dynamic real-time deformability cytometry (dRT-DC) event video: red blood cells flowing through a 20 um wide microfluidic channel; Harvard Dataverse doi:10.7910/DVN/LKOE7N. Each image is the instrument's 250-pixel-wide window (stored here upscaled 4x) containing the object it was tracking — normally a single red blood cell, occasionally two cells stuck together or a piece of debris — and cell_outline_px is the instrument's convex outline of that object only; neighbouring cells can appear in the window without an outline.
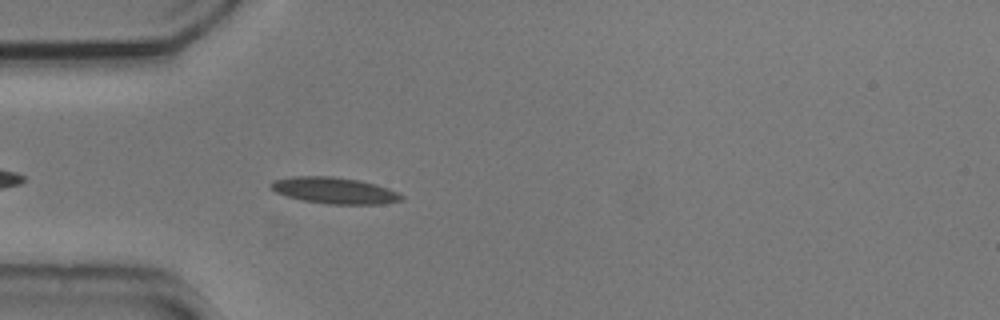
{"species": "common noctule bat (a hibernating species)", "species_latin": "Nyctalus noctula", "temperature_condition": "cold", "stored_images_in_passage": 43, "camera_frame_rate_fps": 3000, "um_per_image_px": 0.085, "animal": {"sex": "male", "body_mass_g": 20.5, "forearm_length_mm": 52.5}, "frame": {"image": 1, "passage_image": 4, "time_ms": 1.0, "image_size_px": [1000, 320], "cell_outline_px": [[404, 200], [380, 204], [328, 204], [300, 200], [276, 192], [268, 184], [272, 180], [292, 176], [332, 176], [360, 180], [376, 184], [388, 188], [404, 196]], "centroid_in_image_um": [28.42, 16.19], "position_along_channel_um": 56.6, "area_um2": 20.17}}
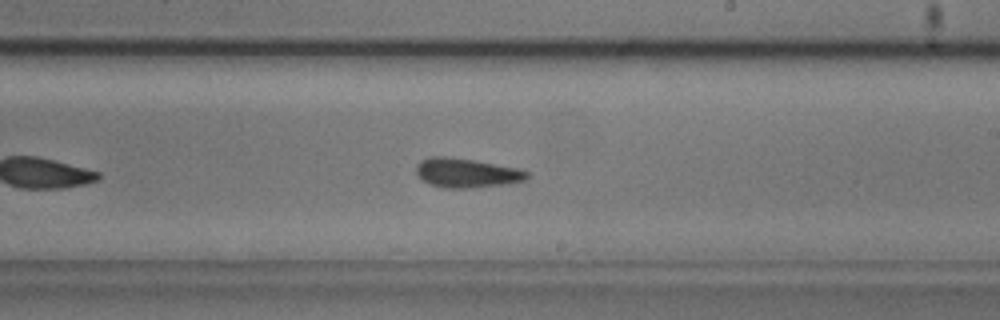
{"frame": {"image": 2, "passage_image": 20, "time_ms": 6.333, "image_size_px": [1000, 320], "cell_outline_px": [[528, 180], [508, 184], [472, 188], [448, 188], [428, 184], [416, 172], [416, 164], [420, 160], [432, 156], [448, 156], [520, 168], [528, 172]], "centroid_in_image_um": [39.69, 14.7], "position_along_channel_um": 249.3, "area_um2": 19.07}}
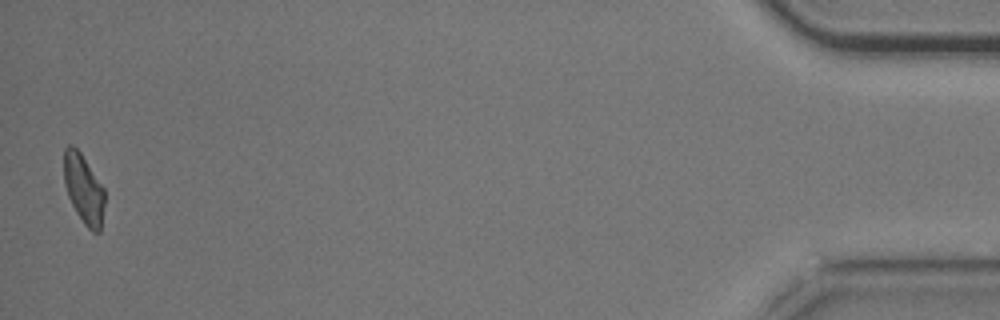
{"frame": {"image": 3, "passage_image": 42, "time_ms": 13.667, "image_size_px": [1000, 320], "cell_outline_px": [[104, 204], [100, 232], [92, 232], [84, 224], [76, 212], [68, 196], [64, 184], [64, 148], [68, 144], [72, 144], [80, 152], [104, 188]], "centroid_in_image_um": [7.1, 16.05], "position_along_channel_um": 428.1, "area_um2": 16.36}, "authors_computed_cell_mechanics": {"area_um2": 18.0914, "velocity_mm_per_s": 3.6947, "shape_relaxation_time_tau1_ms": 3.7507, "shape_relaxation_time_tau2_ms": 1.4263, "deformation_change_tau1": 0.1227, "deformation_change_tau2": 0.0799}}